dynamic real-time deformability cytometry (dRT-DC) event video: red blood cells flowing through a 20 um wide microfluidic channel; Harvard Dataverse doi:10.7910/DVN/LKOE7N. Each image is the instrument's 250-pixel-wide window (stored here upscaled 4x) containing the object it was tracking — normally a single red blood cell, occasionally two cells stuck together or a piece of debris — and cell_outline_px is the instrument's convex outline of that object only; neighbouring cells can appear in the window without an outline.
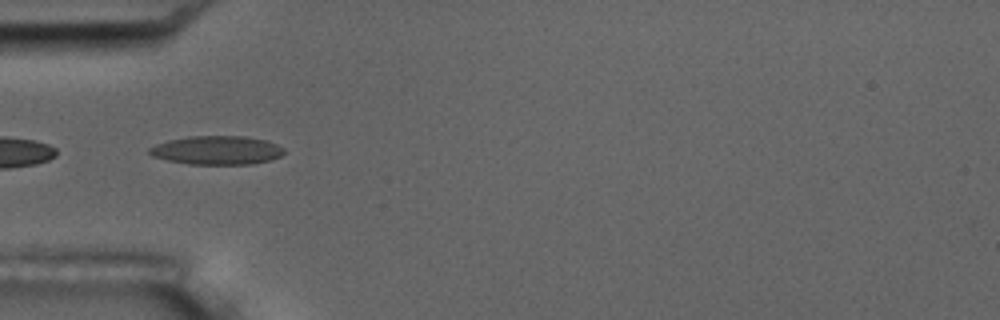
{"species": "common noctule bat (a hibernating species)", "species_latin": "Nyctalus noctula", "temperature_condition": "room temperature", "stored_images_in_passage": 3, "camera_frame_rate_fps": 3000, "um_per_image_px": 0.085, "animal": {"sex": "male", "body_mass_g": 17.5, "forearm_length_mm": 52.3}, "frame": {"image": 1, "passage_image": 1, "time_ms": 0.0, "image_size_px": [1000, 320], "cell_outline_px": [[284, 152], [280, 156], [272, 160], [252, 164], [188, 164], [168, 160], [152, 156], [148, 152], [148, 148], [156, 144], [168, 140], [188, 136], [244, 136], [264, 140], [276, 144], [284, 148]], "centroid_in_image_um": [18.42, 12.77], "position_along_channel_um": 66.6, "area_um2": 22.54}}